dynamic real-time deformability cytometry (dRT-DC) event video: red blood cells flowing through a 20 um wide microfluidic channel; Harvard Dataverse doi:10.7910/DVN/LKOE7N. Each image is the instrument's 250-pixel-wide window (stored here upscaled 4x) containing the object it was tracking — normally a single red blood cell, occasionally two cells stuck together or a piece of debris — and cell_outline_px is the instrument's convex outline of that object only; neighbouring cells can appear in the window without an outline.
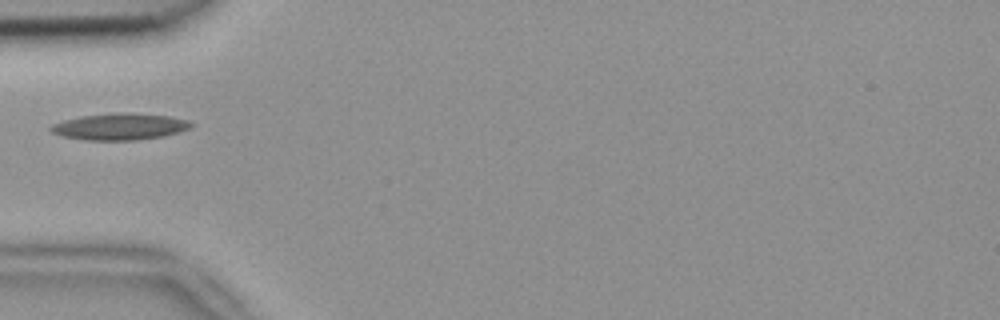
{"species": "common noctule bat (a hibernating species)", "species_latin": "Nyctalus noctula", "temperature_condition": "room temperature", "stored_images_in_passage": 1, "camera_frame_rate_fps": 3000, "um_per_image_px": 0.085, "animal": {"sex": "female", "body_mass_g": 18.4}, "frame": {"image": 1, "passage_image": 1, "time_ms": 0.0, "image_size_px": [1000, 320], "cell_outline_px": [[192, 124], [188, 128], [176, 132], [160, 136], [136, 140], [84, 140], [64, 136], [52, 132], [48, 128], [52, 124], [64, 120], [80, 116], [168, 116], [188, 120]], "centroid_in_image_um": [10.09, 10.82], "position_along_channel_um": 74.9, "area_um2": 20.06}}